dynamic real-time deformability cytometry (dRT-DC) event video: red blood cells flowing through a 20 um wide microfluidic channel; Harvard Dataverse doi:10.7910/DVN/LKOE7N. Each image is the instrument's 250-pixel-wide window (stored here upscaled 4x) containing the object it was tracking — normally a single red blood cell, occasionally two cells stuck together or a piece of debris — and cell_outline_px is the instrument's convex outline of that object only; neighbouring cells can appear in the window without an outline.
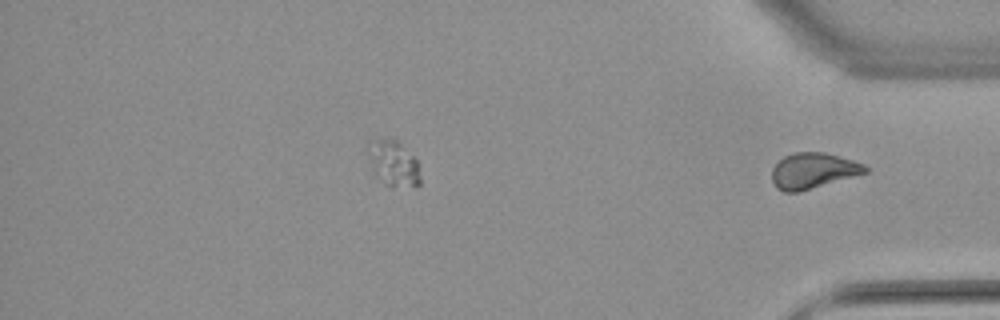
{"species": "common noctule bat (a hibernating species)", "species_latin": "Nyctalus noctula", "temperature_condition": "warm", "stored_images_in_passage": 42, "segment_of_instrument_passage": [2, 2], "camera_frame_rate_fps": 3000, "um_per_image_px": 0.085, "animal": {"sex": "female", "body_mass_g": 22.7, "forearm_length_mm": 54.2}, "frame": {"image": 1, "passage_image": 42, "time_ms": 13.667, "image_size_px": [1000, 320], "cell_outline_px": [[868, 172], [800, 192], [784, 192], [776, 188], [772, 180], [772, 168], [784, 156], [796, 152], [824, 152], [852, 160], [864, 164], [868, 168]], "centroid_in_image_um": [69.1, 14.52], "position_along_channel_um": 366.1, "area_um2": 19.36}}